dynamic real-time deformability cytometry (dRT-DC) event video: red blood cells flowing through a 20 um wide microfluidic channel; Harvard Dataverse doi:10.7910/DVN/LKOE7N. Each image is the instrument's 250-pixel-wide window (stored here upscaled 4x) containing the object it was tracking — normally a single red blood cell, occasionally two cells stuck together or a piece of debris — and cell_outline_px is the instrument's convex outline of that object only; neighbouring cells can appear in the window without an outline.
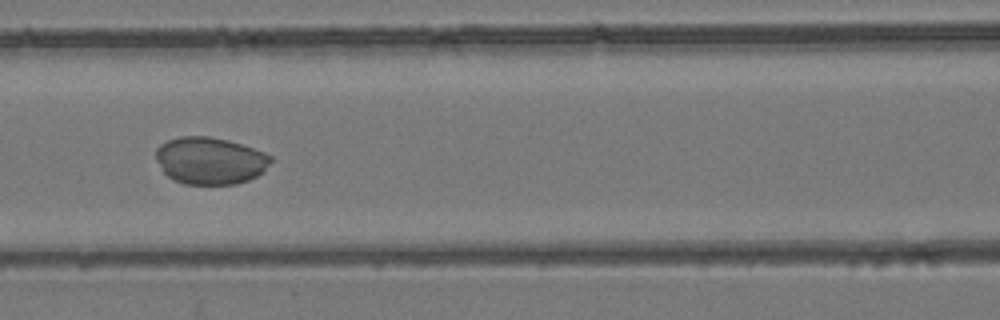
{"species": "common noctule bat (a hibernating species)", "species_latin": "Nyctalus noctula", "temperature_condition": "room temperature", "stored_images_in_passage": 9, "camera_frame_rate_fps": 3000, "um_per_image_px": 0.085, "animal": {"sex": "female", "body_mass_g": 24.6, "forearm_length_mm": 56.2}, "frame": {"image": 1, "passage_image": 6, "time_ms": 7.333, "image_size_px": [1000, 320], "cell_outline_px": [[272, 160], [264, 172], [248, 180], [236, 184], [184, 184], [172, 180], [164, 172], [156, 160], [156, 148], [160, 144], [168, 140], [180, 136], [208, 136], [228, 140], [264, 152], [272, 156]], "centroid_in_image_um": [17.85, 13.66], "position_along_channel_um": 148.8, "area_um2": 31.67}}
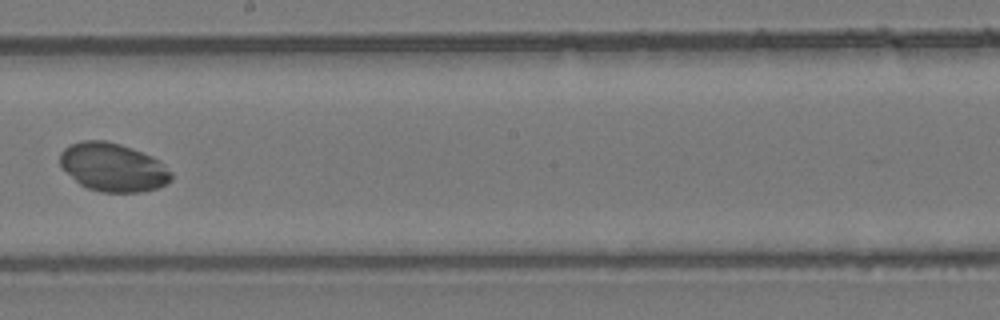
{"frame": {"image": 2, "passage_image": 8, "time_ms": 9.667, "image_size_px": [1000, 320], "cell_outline_px": [[172, 180], [168, 184], [160, 188], [140, 192], [100, 192], [88, 188], [80, 184], [60, 164], [60, 152], [64, 148], [72, 144], [84, 140], [104, 140], [120, 144], [132, 148], [152, 156], [160, 160], [172, 172]], "centroid_in_image_um": [9.67, 14.22], "position_along_channel_um": 238.5, "area_um2": 31.44}}
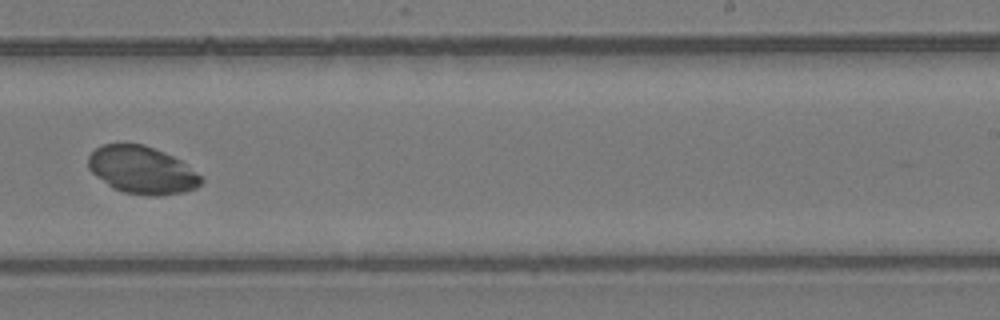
{"frame": {"image": 3, "passage_image": 9, "time_ms": 10.667, "image_size_px": [1000, 320], "cell_outline_px": [[204, 180], [196, 188], [184, 192], [160, 196], [148, 196], [124, 192], [112, 188], [96, 176], [88, 168], [88, 156], [100, 144], [144, 144], [164, 152], [180, 160], [200, 176]], "centroid_in_image_um": [12.05, 14.46], "position_along_channel_um": 277.0, "area_um2": 31.21}}